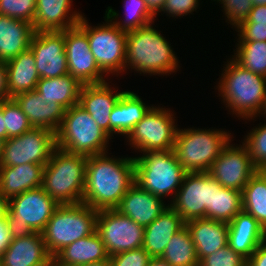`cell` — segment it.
I'll return each instance as SVG.
<instances>
[{
	"label": "cell",
	"mask_w": 266,
	"mask_h": 266,
	"mask_svg": "<svg viewBox=\"0 0 266 266\" xmlns=\"http://www.w3.org/2000/svg\"><path fill=\"white\" fill-rule=\"evenodd\" d=\"M134 183V158L88 156L82 202L97 211L115 209Z\"/></svg>",
	"instance_id": "1"
},
{
	"label": "cell",
	"mask_w": 266,
	"mask_h": 266,
	"mask_svg": "<svg viewBox=\"0 0 266 266\" xmlns=\"http://www.w3.org/2000/svg\"><path fill=\"white\" fill-rule=\"evenodd\" d=\"M223 71L218 91L226 107L247 120L260 114L266 99V77L242 67L234 59Z\"/></svg>",
	"instance_id": "2"
},
{
	"label": "cell",
	"mask_w": 266,
	"mask_h": 266,
	"mask_svg": "<svg viewBox=\"0 0 266 266\" xmlns=\"http://www.w3.org/2000/svg\"><path fill=\"white\" fill-rule=\"evenodd\" d=\"M88 156L56 147L43 171L44 191L59 205L82 203Z\"/></svg>",
	"instance_id": "3"
},
{
	"label": "cell",
	"mask_w": 266,
	"mask_h": 266,
	"mask_svg": "<svg viewBox=\"0 0 266 266\" xmlns=\"http://www.w3.org/2000/svg\"><path fill=\"white\" fill-rule=\"evenodd\" d=\"M151 25L127 32L125 69L130 66L140 74H171L178 60L165 37Z\"/></svg>",
	"instance_id": "4"
},
{
	"label": "cell",
	"mask_w": 266,
	"mask_h": 266,
	"mask_svg": "<svg viewBox=\"0 0 266 266\" xmlns=\"http://www.w3.org/2000/svg\"><path fill=\"white\" fill-rule=\"evenodd\" d=\"M97 210L85 203L59 205L41 232L54 257L64 247L96 231Z\"/></svg>",
	"instance_id": "5"
},
{
	"label": "cell",
	"mask_w": 266,
	"mask_h": 266,
	"mask_svg": "<svg viewBox=\"0 0 266 266\" xmlns=\"http://www.w3.org/2000/svg\"><path fill=\"white\" fill-rule=\"evenodd\" d=\"M55 136L56 147L86 156L108 153L107 143L111 139L79 104L65 111Z\"/></svg>",
	"instance_id": "6"
},
{
	"label": "cell",
	"mask_w": 266,
	"mask_h": 266,
	"mask_svg": "<svg viewBox=\"0 0 266 266\" xmlns=\"http://www.w3.org/2000/svg\"><path fill=\"white\" fill-rule=\"evenodd\" d=\"M229 142L226 131L178 128L173 151L187 172H208Z\"/></svg>",
	"instance_id": "7"
},
{
	"label": "cell",
	"mask_w": 266,
	"mask_h": 266,
	"mask_svg": "<svg viewBox=\"0 0 266 266\" xmlns=\"http://www.w3.org/2000/svg\"><path fill=\"white\" fill-rule=\"evenodd\" d=\"M134 165L135 183L161 198L171 193L175 197L187 173L173 150L145 152L134 158Z\"/></svg>",
	"instance_id": "8"
},
{
	"label": "cell",
	"mask_w": 266,
	"mask_h": 266,
	"mask_svg": "<svg viewBox=\"0 0 266 266\" xmlns=\"http://www.w3.org/2000/svg\"><path fill=\"white\" fill-rule=\"evenodd\" d=\"M58 206L41 186L8 199L7 218L14 233H41Z\"/></svg>",
	"instance_id": "9"
},
{
	"label": "cell",
	"mask_w": 266,
	"mask_h": 266,
	"mask_svg": "<svg viewBox=\"0 0 266 266\" xmlns=\"http://www.w3.org/2000/svg\"><path fill=\"white\" fill-rule=\"evenodd\" d=\"M105 21L106 24L93 28L82 17L78 25L87 33L90 51L99 68L106 74H118L125 70L127 32L120 30L107 16Z\"/></svg>",
	"instance_id": "10"
},
{
	"label": "cell",
	"mask_w": 266,
	"mask_h": 266,
	"mask_svg": "<svg viewBox=\"0 0 266 266\" xmlns=\"http://www.w3.org/2000/svg\"><path fill=\"white\" fill-rule=\"evenodd\" d=\"M218 184L208 172H187L170 206L185 222L213 219L214 188Z\"/></svg>",
	"instance_id": "11"
},
{
	"label": "cell",
	"mask_w": 266,
	"mask_h": 266,
	"mask_svg": "<svg viewBox=\"0 0 266 266\" xmlns=\"http://www.w3.org/2000/svg\"><path fill=\"white\" fill-rule=\"evenodd\" d=\"M170 110L151 107L127 135L130 146L145 152L173 150L177 129Z\"/></svg>",
	"instance_id": "12"
},
{
	"label": "cell",
	"mask_w": 266,
	"mask_h": 266,
	"mask_svg": "<svg viewBox=\"0 0 266 266\" xmlns=\"http://www.w3.org/2000/svg\"><path fill=\"white\" fill-rule=\"evenodd\" d=\"M55 148V132L33 127L20 136L5 140L0 166L46 164Z\"/></svg>",
	"instance_id": "13"
},
{
	"label": "cell",
	"mask_w": 266,
	"mask_h": 266,
	"mask_svg": "<svg viewBox=\"0 0 266 266\" xmlns=\"http://www.w3.org/2000/svg\"><path fill=\"white\" fill-rule=\"evenodd\" d=\"M145 227L137 224L116 209L100 210L96 231L109 256L143 246Z\"/></svg>",
	"instance_id": "14"
},
{
	"label": "cell",
	"mask_w": 266,
	"mask_h": 266,
	"mask_svg": "<svg viewBox=\"0 0 266 266\" xmlns=\"http://www.w3.org/2000/svg\"><path fill=\"white\" fill-rule=\"evenodd\" d=\"M64 40L69 74L82 85L106 82L90 51L87 33L78 24L64 30Z\"/></svg>",
	"instance_id": "15"
},
{
	"label": "cell",
	"mask_w": 266,
	"mask_h": 266,
	"mask_svg": "<svg viewBox=\"0 0 266 266\" xmlns=\"http://www.w3.org/2000/svg\"><path fill=\"white\" fill-rule=\"evenodd\" d=\"M257 171L246 147H235L229 143L214 160L208 173L220 185L242 192Z\"/></svg>",
	"instance_id": "16"
},
{
	"label": "cell",
	"mask_w": 266,
	"mask_h": 266,
	"mask_svg": "<svg viewBox=\"0 0 266 266\" xmlns=\"http://www.w3.org/2000/svg\"><path fill=\"white\" fill-rule=\"evenodd\" d=\"M29 49L32 51L40 78L69 74L65 52L64 31L35 32Z\"/></svg>",
	"instance_id": "17"
},
{
	"label": "cell",
	"mask_w": 266,
	"mask_h": 266,
	"mask_svg": "<svg viewBox=\"0 0 266 266\" xmlns=\"http://www.w3.org/2000/svg\"><path fill=\"white\" fill-rule=\"evenodd\" d=\"M0 263L1 266H53V257L40 232L14 233Z\"/></svg>",
	"instance_id": "18"
},
{
	"label": "cell",
	"mask_w": 266,
	"mask_h": 266,
	"mask_svg": "<svg viewBox=\"0 0 266 266\" xmlns=\"http://www.w3.org/2000/svg\"><path fill=\"white\" fill-rule=\"evenodd\" d=\"M167 207L161 197L142 189L137 183H134L115 209L137 224L146 227L161 215Z\"/></svg>",
	"instance_id": "19"
},
{
	"label": "cell",
	"mask_w": 266,
	"mask_h": 266,
	"mask_svg": "<svg viewBox=\"0 0 266 266\" xmlns=\"http://www.w3.org/2000/svg\"><path fill=\"white\" fill-rule=\"evenodd\" d=\"M123 92L111 89L107 82L83 85L79 105L96 121L98 126L110 137V114Z\"/></svg>",
	"instance_id": "20"
},
{
	"label": "cell",
	"mask_w": 266,
	"mask_h": 266,
	"mask_svg": "<svg viewBox=\"0 0 266 266\" xmlns=\"http://www.w3.org/2000/svg\"><path fill=\"white\" fill-rule=\"evenodd\" d=\"M34 128H45L56 133L66 109L58 103H47L36 91L20 93L13 98Z\"/></svg>",
	"instance_id": "21"
},
{
	"label": "cell",
	"mask_w": 266,
	"mask_h": 266,
	"mask_svg": "<svg viewBox=\"0 0 266 266\" xmlns=\"http://www.w3.org/2000/svg\"><path fill=\"white\" fill-rule=\"evenodd\" d=\"M71 3L72 0H37L35 32L64 31L76 26L83 15L76 11L69 14Z\"/></svg>",
	"instance_id": "22"
},
{
	"label": "cell",
	"mask_w": 266,
	"mask_h": 266,
	"mask_svg": "<svg viewBox=\"0 0 266 266\" xmlns=\"http://www.w3.org/2000/svg\"><path fill=\"white\" fill-rule=\"evenodd\" d=\"M184 226L183 218L168 204L165 211L145 227L142 247L151 258L161 257L170 239Z\"/></svg>",
	"instance_id": "23"
},
{
	"label": "cell",
	"mask_w": 266,
	"mask_h": 266,
	"mask_svg": "<svg viewBox=\"0 0 266 266\" xmlns=\"http://www.w3.org/2000/svg\"><path fill=\"white\" fill-rule=\"evenodd\" d=\"M196 248L198 260L228 245V223L209 218L185 222Z\"/></svg>",
	"instance_id": "24"
},
{
	"label": "cell",
	"mask_w": 266,
	"mask_h": 266,
	"mask_svg": "<svg viewBox=\"0 0 266 266\" xmlns=\"http://www.w3.org/2000/svg\"><path fill=\"white\" fill-rule=\"evenodd\" d=\"M264 241L262 225L245 211L239 212L228 223V245L248 259Z\"/></svg>",
	"instance_id": "25"
},
{
	"label": "cell",
	"mask_w": 266,
	"mask_h": 266,
	"mask_svg": "<svg viewBox=\"0 0 266 266\" xmlns=\"http://www.w3.org/2000/svg\"><path fill=\"white\" fill-rule=\"evenodd\" d=\"M46 164L26 163L19 166H0V192L10 199L30 189L41 187Z\"/></svg>",
	"instance_id": "26"
},
{
	"label": "cell",
	"mask_w": 266,
	"mask_h": 266,
	"mask_svg": "<svg viewBox=\"0 0 266 266\" xmlns=\"http://www.w3.org/2000/svg\"><path fill=\"white\" fill-rule=\"evenodd\" d=\"M108 259L109 255L105 245L95 231L60 250L53 257V266H79Z\"/></svg>",
	"instance_id": "27"
},
{
	"label": "cell",
	"mask_w": 266,
	"mask_h": 266,
	"mask_svg": "<svg viewBox=\"0 0 266 266\" xmlns=\"http://www.w3.org/2000/svg\"><path fill=\"white\" fill-rule=\"evenodd\" d=\"M34 34L33 24L0 15V61L5 63L27 51Z\"/></svg>",
	"instance_id": "28"
},
{
	"label": "cell",
	"mask_w": 266,
	"mask_h": 266,
	"mask_svg": "<svg viewBox=\"0 0 266 266\" xmlns=\"http://www.w3.org/2000/svg\"><path fill=\"white\" fill-rule=\"evenodd\" d=\"M9 98L35 90L40 80L35 57L30 49L5 62Z\"/></svg>",
	"instance_id": "29"
},
{
	"label": "cell",
	"mask_w": 266,
	"mask_h": 266,
	"mask_svg": "<svg viewBox=\"0 0 266 266\" xmlns=\"http://www.w3.org/2000/svg\"><path fill=\"white\" fill-rule=\"evenodd\" d=\"M151 107L136 93L125 91L110 114V137L113 133L127 136Z\"/></svg>",
	"instance_id": "30"
},
{
	"label": "cell",
	"mask_w": 266,
	"mask_h": 266,
	"mask_svg": "<svg viewBox=\"0 0 266 266\" xmlns=\"http://www.w3.org/2000/svg\"><path fill=\"white\" fill-rule=\"evenodd\" d=\"M82 84L70 74L55 78H40L36 91L47 103H58L66 110L79 104Z\"/></svg>",
	"instance_id": "31"
},
{
	"label": "cell",
	"mask_w": 266,
	"mask_h": 266,
	"mask_svg": "<svg viewBox=\"0 0 266 266\" xmlns=\"http://www.w3.org/2000/svg\"><path fill=\"white\" fill-rule=\"evenodd\" d=\"M243 211L266 229V171H257L242 190Z\"/></svg>",
	"instance_id": "32"
},
{
	"label": "cell",
	"mask_w": 266,
	"mask_h": 266,
	"mask_svg": "<svg viewBox=\"0 0 266 266\" xmlns=\"http://www.w3.org/2000/svg\"><path fill=\"white\" fill-rule=\"evenodd\" d=\"M161 258L171 266H199L196 248L186 225L173 235Z\"/></svg>",
	"instance_id": "33"
},
{
	"label": "cell",
	"mask_w": 266,
	"mask_h": 266,
	"mask_svg": "<svg viewBox=\"0 0 266 266\" xmlns=\"http://www.w3.org/2000/svg\"><path fill=\"white\" fill-rule=\"evenodd\" d=\"M125 21L122 23L115 21L118 18L117 13L112 8L108 7L106 16L112 21L120 30L129 32L141 27L152 24L154 15L149 11L144 0H126L124 1Z\"/></svg>",
	"instance_id": "34"
},
{
	"label": "cell",
	"mask_w": 266,
	"mask_h": 266,
	"mask_svg": "<svg viewBox=\"0 0 266 266\" xmlns=\"http://www.w3.org/2000/svg\"><path fill=\"white\" fill-rule=\"evenodd\" d=\"M242 207V192L218 184L214 188L213 220L229 223Z\"/></svg>",
	"instance_id": "35"
},
{
	"label": "cell",
	"mask_w": 266,
	"mask_h": 266,
	"mask_svg": "<svg viewBox=\"0 0 266 266\" xmlns=\"http://www.w3.org/2000/svg\"><path fill=\"white\" fill-rule=\"evenodd\" d=\"M238 42L233 59L242 67L266 77V42Z\"/></svg>",
	"instance_id": "36"
},
{
	"label": "cell",
	"mask_w": 266,
	"mask_h": 266,
	"mask_svg": "<svg viewBox=\"0 0 266 266\" xmlns=\"http://www.w3.org/2000/svg\"><path fill=\"white\" fill-rule=\"evenodd\" d=\"M2 112L5 120L7 139L20 136L33 128L28 117L23 113L20 106L13 98L2 102Z\"/></svg>",
	"instance_id": "37"
},
{
	"label": "cell",
	"mask_w": 266,
	"mask_h": 266,
	"mask_svg": "<svg viewBox=\"0 0 266 266\" xmlns=\"http://www.w3.org/2000/svg\"><path fill=\"white\" fill-rule=\"evenodd\" d=\"M242 143L257 170L266 171V125L253 128Z\"/></svg>",
	"instance_id": "38"
},
{
	"label": "cell",
	"mask_w": 266,
	"mask_h": 266,
	"mask_svg": "<svg viewBox=\"0 0 266 266\" xmlns=\"http://www.w3.org/2000/svg\"><path fill=\"white\" fill-rule=\"evenodd\" d=\"M37 0H0V15L33 24Z\"/></svg>",
	"instance_id": "39"
},
{
	"label": "cell",
	"mask_w": 266,
	"mask_h": 266,
	"mask_svg": "<svg viewBox=\"0 0 266 266\" xmlns=\"http://www.w3.org/2000/svg\"><path fill=\"white\" fill-rule=\"evenodd\" d=\"M247 259L235 252L229 245L202 258L199 266H246Z\"/></svg>",
	"instance_id": "40"
},
{
	"label": "cell",
	"mask_w": 266,
	"mask_h": 266,
	"mask_svg": "<svg viewBox=\"0 0 266 266\" xmlns=\"http://www.w3.org/2000/svg\"><path fill=\"white\" fill-rule=\"evenodd\" d=\"M223 4V9L226 17L228 18L235 28L249 17V13L253 8L251 0H217Z\"/></svg>",
	"instance_id": "41"
},
{
	"label": "cell",
	"mask_w": 266,
	"mask_h": 266,
	"mask_svg": "<svg viewBox=\"0 0 266 266\" xmlns=\"http://www.w3.org/2000/svg\"><path fill=\"white\" fill-rule=\"evenodd\" d=\"M150 255L143 247L109 256L111 266H147Z\"/></svg>",
	"instance_id": "42"
},
{
	"label": "cell",
	"mask_w": 266,
	"mask_h": 266,
	"mask_svg": "<svg viewBox=\"0 0 266 266\" xmlns=\"http://www.w3.org/2000/svg\"><path fill=\"white\" fill-rule=\"evenodd\" d=\"M199 0H165L161 11L168 13L172 17L186 16L198 7ZM188 13V14H187Z\"/></svg>",
	"instance_id": "43"
},
{
	"label": "cell",
	"mask_w": 266,
	"mask_h": 266,
	"mask_svg": "<svg viewBox=\"0 0 266 266\" xmlns=\"http://www.w3.org/2000/svg\"><path fill=\"white\" fill-rule=\"evenodd\" d=\"M237 30L239 32V41L266 42V24H239Z\"/></svg>",
	"instance_id": "44"
},
{
	"label": "cell",
	"mask_w": 266,
	"mask_h": 266,
	"mask_svg": "<svg viewBox=\"0 0 266 266\" xmlns=\"http://www.w3.org/2000/svg\"><path fill=\"white\" fill-rule=\"evenodd\" d=\"M13 235L9 219L0 220V256L10 245Z\"/></svg>",
	"instance_id": "45"
},
{
	"label": "cell",
	"mask_w": 266,
	"mask_h": 266,
	"mask_svg": "<svg viewBox=\"0 0 266 266\" xmlns=\"http://www.w3.org/2000/svg\"><path fill=\"white\" fill-rule=\"evenodd\" d=\"M240 24H266V5L253 6L249 17Z\"/></svg>",
	"instance_id": "46"
},
{
	"label": "cell",
	"mask_w": 266,
	"mask_h": 266,
	"mask_svg": "<svg viewBox=\"0 0 266 266\" xmlns=\"http://www.w3.org/2000/svg\"><path fill=\"white\" fill-rule=\"evenodd\" d=\"M246 266H266V242L263 241L247 259Z\"/></svg>",
	"instance_id": "47"
},
{
	"label": "cell",
	"mask_w": 266,
	"mask_h": 266,
	"mask_svg": "<svg viewBox=\"0 0 266 266\" xmlns=\"http://www.w3.org/2000/svg\"><path fill=\"white\" fill-rule=\"evenodd\" d=\"M7 79L6 64L0 61V103L10 99L7 87Z\"/></svg>",
	"instance_id": "48"
},
{
	"label": "cell",
	"mask_w": 266,
	"mask_h": 266,
	"mask_svg": "<svg viewBox=\"0 0 266 266\" xmlns=\"http://www.w3.org/2000/svg\"><path fill=\"white\" fill-rule=\"evenodd\" d=\"M149 11L156 17V13L161 12L165 0H144Z\"/></svg>",
	"instance_id": "49"
},
{
	"label": "cell",
	"mask_w": 266,
	"mask_h": 266,
	"mask_svg": "<svg viewBox=\"0 0 266 266\" xmlns=\"http://www.w3.org/2000/svg\"><path fill=\"white\" fill-rule=\"evenodd\" d=\"M8 215V199L0 192V220H4Z\"/></svg>",
	"instance_id": "50"
},
{
	"label": "cell",
	"mask_w": 266,
	"mask_h": 266,
	"mask_svg": "<svg viewBox=\"0 0 266 266\" xmlns=\"http://www.w3.org/2000/svg\"><path fill=\"white\" fill-rule=\"evenodd\" d=\"M2 112V103H0V138L7 140V131L5 128V122Z\"/></svg>",
	"instance_id": "51"
},
{
	"label": "cell",
	"mask_w": 266,
	"mask_h": 266,
	"mask_svg": "<svg viewBox=\"0 0 266 266\" xmlns=\"http://www.w3.org/2000/svg\"><path fill=\"white\" fill-rule=\"evenodd\" d=\"M147 266H171V265L161 257H158V258H150Z\"/></svg>",
	"instance_id": "52"
},
{
	"label": "cell",
	"mask_w": 266,
	"mask_h": 266,
	"mask_svg": "<svg viewBox=\"0 0 266 266\" xmlns=\"http://www.w3.org/2000/svg\"><path fill=\"white\" fill-rule=\"evenodd\" d=\"M79 266H111V265L108 259L105 261L94 262V263H89V264H84V265H79Z\"/></svg>",
	"instance_id": "53"
},
{
	"label": "cell",
	"mask_w": 266,
	"mask_h": 266,
	"mask_svg": "<svg viewBox=\"0 0 266 266\" xmlns=\"http://www.w3.org/2000/svg\"><path fill=\"white\" fill-rule=\"evenodd\" d=\"M253 6L265 5V0H251Z\"/></svg>",
	"instance_id": "54"
},
{
	"label": "cell",
	"mask_w": 266,
	"mask_h": 266,
	"mask_svg": "<svg viewBox=\"0 0 266 266\" xmlns=\"http://www.w3.org/2000/svg\"><path fill=\"white\" fill-rule=\"evenodd\" d=\"M4 144H5V140L0 138V161L2 158V152H3Z\"/></svg>",
	"instance_id": "55"
},
{
	"label": "cell",
	"mask_w": 266,
	"mask_h": 266,
	"mask_svg": "<svg viewBox=\"0 0 266 266\" xmlns=\"http://www.w3.org/2000/svg\"><path fill=\"white\" fill-rule=\"evenodd\" d=\"M262 113L263 114H266V99H265V103H264V106H263V108H262Z\"/></svg>",
	"instance_id": "56"
},
{
	"label": "cell",
	"mask_w": 266,
	"mask_h": 266,
	"mask_svg": "<svg viewBox=\"0 0 266 266\" xmlns=\"http://www.w3.org/2000/svg\"><path fill=\"white\" fill-rule=\"evenodd\" d=\"M264 241L266 242V229L264 230Z\"/></svg>",
	"instance_id": "57"
}]
</instances>
